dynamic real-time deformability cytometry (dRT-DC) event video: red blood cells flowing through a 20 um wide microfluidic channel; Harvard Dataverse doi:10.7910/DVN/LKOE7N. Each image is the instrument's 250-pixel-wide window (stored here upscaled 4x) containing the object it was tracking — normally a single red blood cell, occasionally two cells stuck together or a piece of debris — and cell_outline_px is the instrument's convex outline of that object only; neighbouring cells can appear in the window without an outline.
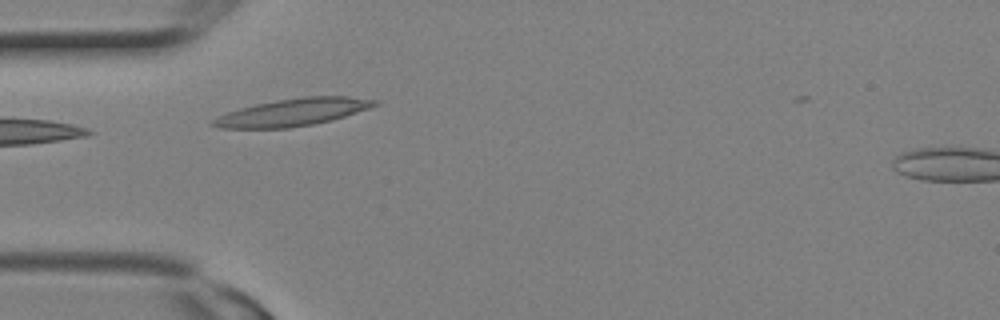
{"species": "Egyptian fruit bat (a non-hibernating species)", "species_latin": "Rousettus aegyptiacus", "temperature_condition": "room temperature", "stored_images_in_passage": 5, "camera_frame_rate_fps": 3000, "um_per_image_px": 0.085, "animal": {"sex": "female"}, "frame": {"image": 1, "passage_image": 2, "time_ms": 0.333, "image_size_px": [1000, 320], "cell_outline_px": [[380, 104], [332, 120], [312, 124], [288, 128], [220, 128], [208, 124], [212, 120], [228, 112], [240, 108], [256, 104], [276, 100], [304, 96], [348, 96], [380, 100]], "centroid_in_image_um": [24.91, 9.53], "position_along_channel_um": 60.1, "area_um2": 25.66}}
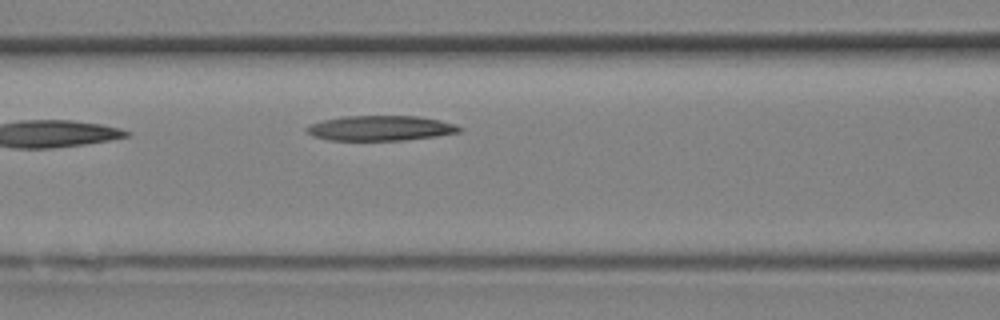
{"frame": {"image": 2, "passage_image": 5, "time_ms": 1.333, "image_size_px": [1000, 320], "cell_outline_px": [[464, 128], [460, 132], [436, 136], [404, 140], [328, 140], [312, 136], [304, 128], [308, 124], [324, 120], [344, 116], [420, 116], [440, 120], [456, 124]], "centroid_in_image_um": [32.35, 10.89], "position_along_channel_um": 134.2, "area_um2": 22.43}}